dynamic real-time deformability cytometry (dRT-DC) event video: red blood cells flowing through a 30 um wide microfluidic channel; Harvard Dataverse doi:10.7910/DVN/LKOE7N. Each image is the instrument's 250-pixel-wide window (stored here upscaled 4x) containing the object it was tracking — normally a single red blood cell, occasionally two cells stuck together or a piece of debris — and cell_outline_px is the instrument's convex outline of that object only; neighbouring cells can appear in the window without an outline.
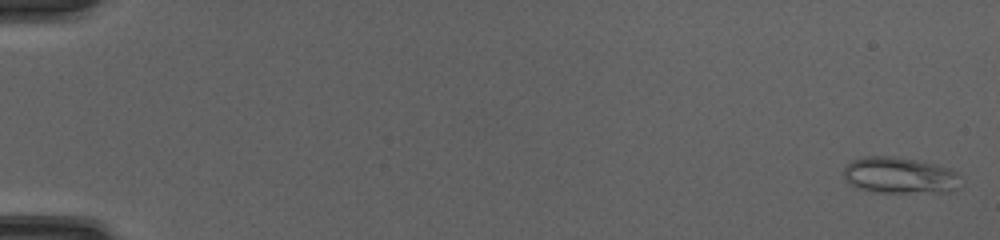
{"species": "common noctule bat (a hibernating species)", "species_latin": "Nyctalus noctula", "temperature_condition": "cold", "stored_images_in_passage": 51, "camera_frame_rate_fps": 3000, "um_per_image_px": 0.085, "animal": {"sex": "female", "body_mass_g": 20.0, "forearm_length_mm": 54.0}, "frame": {"image": 1, "passage_image": 2, "time_ms": 0.333, "image_size_px": [1000, 240], "cell_outline_px": [[956, 188], [948, 192], [880, 192], [856, 188], [844, 176], [844, 168], [852, 160], [864, 156], [892, 156], [916, 160], [936, 164], [948, 168], [956, 172]], "centroid_in_image_um": [76.42, 14.89], "position_along_channel_um": 8.6, "area_um2": 24.28}}
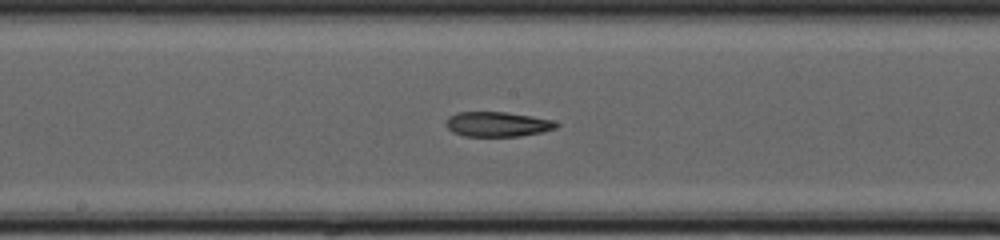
{"frame": {"image": 2, "passage_image": 29, "time_ms": 9.333, "image_size_px": [1000, 240], "cell_outline_px": [[560, 124], [556, 128], [544, 132], [520, 136], [464, 136], [452, 132], [448, 128], [448, 116], [456, 112], [504, 112], [532, 116], [556, 120]], "centroid_in_image_um": [42.35, 10.56], "position_along_channel_um": 205.9, "area_um2": 16.07}}
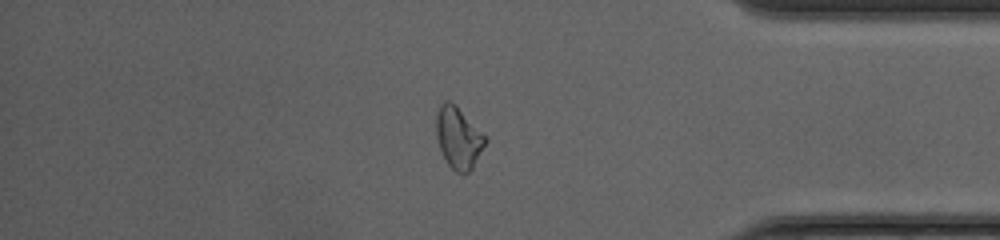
{"frame": {"image": 3, "passage_image": 44, "time_ms": 14.333, "image_size_px": [1000, 240], "cell_outline_px": [[488, 140], [472, 168], [468, 172], [456, 172], [448, 164], [440, 148], [436, 136], [436, 116], [440, 104], [444, 100], [448, 100], [456, 104]], "centroid_in_image_um": [38.95, 11.68], "position_along_channel_um": 396.2, "area_um2": 17.34}, "authors_computed_cell_mechanics": {"area_um2": 17.8602, "velocity_mm_per_s": 4.2202, "shape_relaxation_time_tau1_ms": null, "shape_relaxation_time_tau2_ms": 11.0668, "deformation_change_tau1": null, "deformation_change_tau2": 0.2051}}